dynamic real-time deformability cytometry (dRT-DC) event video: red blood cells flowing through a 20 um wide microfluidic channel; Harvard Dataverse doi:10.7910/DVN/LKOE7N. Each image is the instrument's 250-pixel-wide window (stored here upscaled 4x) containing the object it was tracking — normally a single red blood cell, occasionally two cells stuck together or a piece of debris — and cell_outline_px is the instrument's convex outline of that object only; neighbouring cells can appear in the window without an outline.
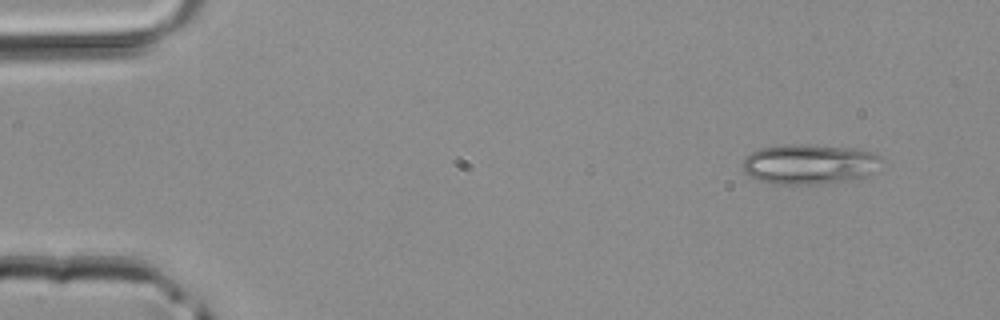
{"species": "common noctule bat (a hibernating species)", "species_latin": "Nyctalus noctula", "temperature_condition": "room temperature", "stored_images_in_passage": 3, "camera_frame_rate_fps": 3000, "um_per_image_px": 0.085, "animal": {"sex": "male", "body_mass_g": 20.4}, "frame": {"image": 1, "passage_image": 1, "time_ms": 0.0, "image_size_px": [1000, 320], "cell_outline_px": [[884, 160], [868, 176], [856, 180], [820, 184], [772, 184], [748, 176], [744, 172], [744, 160], [752, 152], [760, 148], [784, 144], [808, 144], [852, 148], [868, 152], [880, 156]], "centroid_in_image_um": [68.82, 13.96], "position_along_channel_um": 16.2, "area_um2": 32.6}}